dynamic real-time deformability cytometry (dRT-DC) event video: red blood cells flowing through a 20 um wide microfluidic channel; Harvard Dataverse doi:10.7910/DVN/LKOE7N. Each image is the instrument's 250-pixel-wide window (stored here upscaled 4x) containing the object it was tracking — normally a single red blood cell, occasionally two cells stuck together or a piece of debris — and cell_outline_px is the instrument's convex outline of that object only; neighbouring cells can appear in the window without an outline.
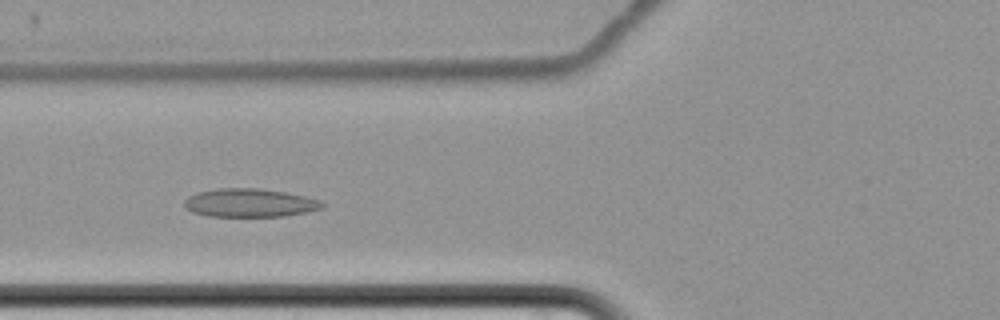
{"species": "common noctule bat (a hibernating species)", "species_latin": "Nyctalus noctula", "temperature_condition": "cold", "stored_images_in_passage": 10, "camera_frame_rate_fps": 3000, "um_per_image_px": 0.085, "animal": {"sex": "female", "body_mass_g": 22.7, "forearm_length_mm": 54.2}, "frame": {"image": 1, "passage_image": 5, "time_ms": 4.667, "image_size_px": [1000, 320], "cell_outline_px": [[328, 204], [324, 208], [284, 216], [208, 216], [192, 212], [184, 208], [184, 200], [188, 196], [196, 192], [216, 188], [256, 188], [284, 192], [304, 196], [320, 200]], "centroid_in_image_um": [21.2, 17.24], "position_along_channel_um": 104.6, "area_um2": 22.95}}
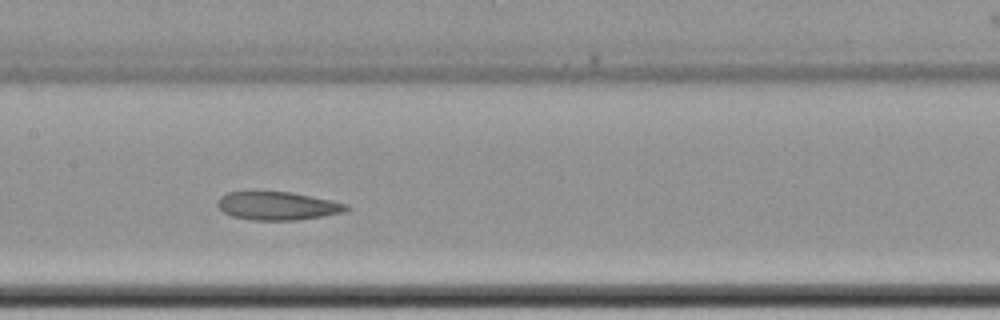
{"frame": {"image": 2, "passage_image": 7, "time_ms": 7.0, "image_size_px": [1000, 320], "cell_outline_px": [[348, 208], [344, 212], [296, 220], [252, 220], [232, 216], [224, 212], [216, 204], [216, 200], [220, 196], [228, 192], [292, 192], [332, 200], [348, 204]], "centroid_in_image_um": [23.57, 17.49], "position_along_channel_um": 183.8, "area_um2": 21.1}}
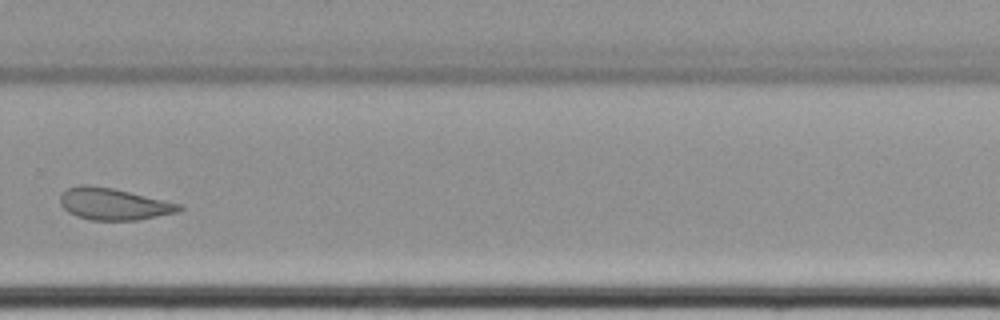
{"frame": {"image": 3, "passage_image": 10, "time_ms": 11.0, "image_size_px": [1000, 320], "cell_outline_px": [[184, 208], [176, 212], [136, 220], [92, 220], [76, 216], [68, 212], [60, 204], [60, 196], [68, 188], [80, 184], [88, 184], [112, 188], [184, 204]], "centroid_in_image_um": [9.66, 17.33], "position_along_channel_um": 320.1, "area_um2": 22.02}}